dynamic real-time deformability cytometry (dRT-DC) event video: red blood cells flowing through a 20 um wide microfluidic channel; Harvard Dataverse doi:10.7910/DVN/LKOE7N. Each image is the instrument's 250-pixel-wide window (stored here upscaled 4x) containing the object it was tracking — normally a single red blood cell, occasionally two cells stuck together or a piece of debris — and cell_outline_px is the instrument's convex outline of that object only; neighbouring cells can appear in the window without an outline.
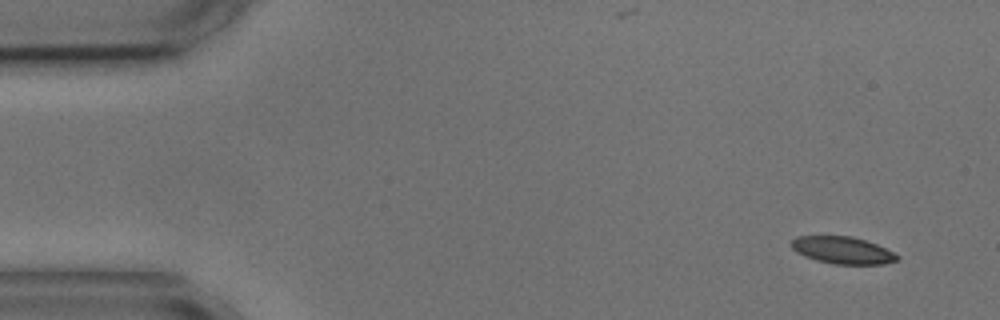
{"species": "common noctule bat (a hibernating species)", "species_latin": "Nyctalus noctula", "temperature_condition": "cold", "stored_images_in_passage": 5, "camera_frame_rate_fps": 3000, "um_per_image_px": 0.085, "animal": {"sex": "male", "body_mass_g": 17.9, "forearm_length_mm": 54.2}, "frame": {"image": 1, "passage_image": 1, "time_ms": 0.0, "image_size_px": [1000, 320], "cell_outline_px": [[900, 260], [884, 264], [836, 264], [816, 260], [804, 256], [796, 252], [788, 244], [796, 236], [852, 236], [876, 244], [900, 256]], "centroid_in_image_um": [71.59, 21.27], "position_along_channel_um": 13.4, "area_um2": 16.76}}
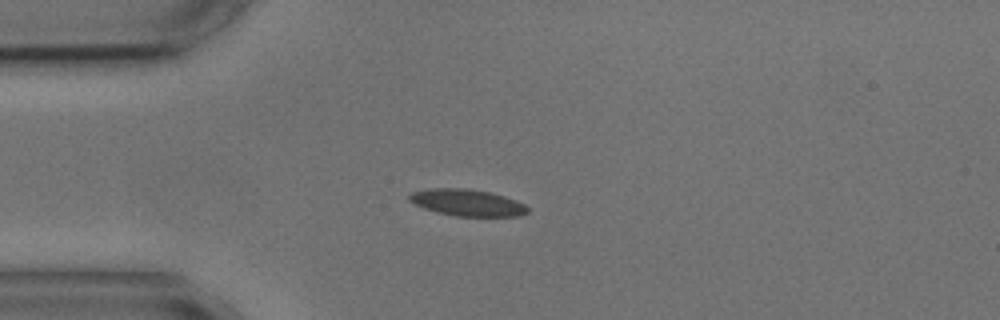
{"frame": {"image": 2, "passage_image": 3, "time_ms": 3.333, "image_size_px": [1000, 320], "cell_outline_px": [[528, 212], [520, 216], [456, 216], [436, 212], [424, 208], [408, 200], [408, 196], [412, 192], [432, 188], [464, 188], [488, 192], [504, 196], [516, 200], [524, 204], [528, 208]], "centroid_in_image_um": [39.71, 17.23], "position_along_channel_um": 45.3, "area_um2": 18.26}}